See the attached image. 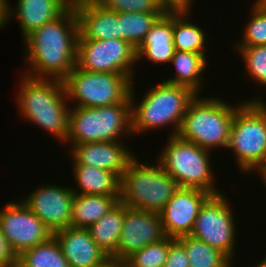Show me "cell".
Instances as JSON below:
<instances>
[{
    "instance_id": "cell-1",
    "label": "cell",
    "mask_w": 266,
    "mask_h": 267,
    "mask_svg": "<svg viewBox=\"0 0 266 267\" xmlns=\"http://www.w3.org/2000/svg\"><path fill=\"white\" fill-rule=\"evenodd\" d=\"M78 36V19L73 10L32 31L22 41L29 67L25 75L64 80L76 65Z\"/></svg>"
},
{
    "instance_id": "cell-2",
    "label": "cell",
    "mask_w": 266,
    "mask_h": 267,
    "mask_svg": "<svg viewBox=\"0 0 266 267\" xmlns=\"http://www.w3.org/2000/svg\"><path fill=\"white\" fill-rule=\"evenodd\" d=\"M22 74V83L16 95L19 115L51 133L58 143L65 145L70 104L63 80Z\"/></svg>"
},
{
    "instance_id": "cell-3",
    "label": "cell",
    "mask_w": 266,
    "mask_h": 267,
    "mask_svg": "<svg viewBox=\"0 0 266 267\" xmlns=\"http://www.w3.org/2000/svg\"><path fill=\"white\" fill-rule=\"evenodd\" d=\"M133 87L132 84L130 99L133 135L151 132L157 128L166 129V126L171 124L173 131L168 136L177 135L187 107L197 93L189 87L162 81L148 89L143 95V100L137 102Z\"/></svg>"
},
{
    "instance_id": "cell-4",
    "label": "cell",
    "mask_w": 266,
    "mask_h": 267,
    "mask_svg": "<svg viewBox=\"0 0 266 267\" xmlns=\"http://www.w3.org/2000/svg\"><path fill=\"white\" fill-rule=\"evenodd\" d=\"M199 94L189 103L177 136L212 150L227 148L237 105L218 97L201 98Z\"/></svg>"
},
{
    "instance_id": "cell-5",
    "label": "cell",
    "mask_w": 266,
    "mask_h": 267,
    "mask_svg": "<svg viewBox=\"0 0 266 267\" xmlns=\"http://www.w3.org/2000/svg\"><path fill=\"white\" fill-rule=\"evenodd\" d=\"M124 135L134 137L130 97L111 106L70 107L66 145L123 141Z\"/></svg>"
},
{
    "instance_id": "cell-6",
    "label": "cell",
    "mask_w": 266,
    "mask_h": 267,
    "mask_svg": "<svg viewBox=\"0 0 266 267\" xmlns=\"http://www.w3.org/2000/svg\"><path fill=\"white\" fill-rule=\"evenodd\" d=\"M255 97L241 99L226 148L233 152L240 172L246 174L266 162V100Z\"/></svg>"
},
{
    "instance_id": "cell-7",
    "label": "cell",
    "mask_w": 266,
    "mask_h": 267,
    "mask_svg": "<svg viewBox=\"0 0 266 267\" xmlns=\"http://www.w3.org/2000/svg\"><path fill=\"white\" fill-rule=\"evenodd\" d=\"M146 165L136 158L121 177L120 201L127 207L160 213L179 188L159 162Z\"/></svg>"
},
{
    "instance_id": "cell-8",
    "label": "cell",
    "mask_w": 266,
    "mask_h": 267,
    "mask_svg": "<svg viewBox=\"0 0 266 267\" xmlns=\"http://www.w3.org/2000/svg\"><path fill=\"white\" fill-rule=\"evenodd\" d=\"M167 139L157 161L176 181L178 187L200 189L211 195L223 193L216 188L211 168V151L177 135L168 136Z\"/></svg>"
},
{
    "instance_id": "cell-9",
    "label": "cell",
    "mask_w": 266,
    "mask_h": 267,
    "mask_svg": "<svg viewBox=\"0 0 266 267\" xmlns=\"http://www.w3.org/2000/svg\"><path fill=\"white\" fill-rule=\"evenodd\" d=\"M129 76L112 72H88L77 65L63 80L68 102L75 107H102L123 103L130 97Z\"/></svg>"
},
{
    "instance_id": "cell-10",
    "label": "cell",
    "mask_w": 266,
    "mask_h": 267,
    "mask_svg": "<svg viewBox=\"0 0 266 267\" xmlns=\"http://www.w3.org/2000/svg\"><path fill=\"white\" fill-rule=\"evenodd\" d=\"M229 203L223 193L211 195L201 206L190 236L204 241L234 261L237 224Z\"/></svg>"
},
{
    "instance_id": "cell-11",
    "label": "cell",
    "mask_w": 266,
    "mask_h": 267,
    "mask_svg": "<svg viewBox=\"0 0 266 267\" xmlns=\"http://www.w3.org/2000/svg\"><path fill=\"white\" fill-rule=\"evenodd\" d=\"M136 63V49L126 40L77 41L76 65L85 71L121 73L134 80Z\"/></svg>"
},
{
    "instance_id": "cell-12",
    "label": "cell",
    "mask_w": 266,
    "mask_h": 267,
    "mask_svg": "<svg viewBox=\"0 0 266 267\" xmlns=\"http://www.w3.org/2000/svg\"><path fill=\"white\" fill-rule=\"evenodd\" d=\"M0 227L15 256L47 241L53 234L19 199L0 209Z\"/></svg>"
},
{
    "instance_id": "cell-13",
    "label": "cell",
    "mask_w": 266,
    "mask_h": 267,
    "mask_svg": "<svg viewBox=\"0 0 266 267\" xmlns=\"http://www.w3.org/2000/svg\"><path fill=\"white\" fill-rule=\"evenodd\" d=\"M41 186V187H40ZM21 200L51 231L70 227L74 192L71 187L43 184Z\"/></svg>"
},
{
    "instance_id": "cell-14",
    "label": "cell",
    "mask_w": 266,
    "mask_h": 267,
    "mask_svg": "<svg viewBox=\"0 0 266 267\" xmlns=\"http://www.w3.org/2000/svg\"><path fill=\"white\" fill-rule=\"evenodd\" d=\"M166 237L159 213L125 206L120 240L110 258L124 262L134 252Z\"/></svg>"
},
{
    "instance_id": "cell-15",
    "label": "cell",
    "mask_w": 266,
    "mask_h": 267,
    "mask_svg": "<svg viewBox=\"0 0 266 267\" xmlns=\"http://www.w3.org/2000/svg\"><path fill=\"white\" fill-rule=\"evenodd\" d=\"M210 196L200 189L179 187L159 213L166 235H190L201 206Z\"/></svg>"
},
{
    "instance_id": "cell-16",
    "label": "cell",
    "mask_w": 266,
    "mask_h": 267,
    "mask_svg": "<svg viewBox=\"0 0 266 267\" xmlns=\"http://www.w3.org/2000/svg\"><path fill=\"white\" fill-rule=\"evenodd\" d=\"M122 141L74 144L69 156L72 164H84L115 173L120 179L135 153Z\"/></svg>"
},
{
    "instance_id": "cell-17",
    "label": "cell",
    "mask_w": 266,
    "mask_h": 267,
    "mask_svg": "<svg viewBox=\"0 0 266 267\" xmlns=\"http://www.w3.org/2000/svg\"><path fill=\"white\" fill-rule=\"evenodd\" d=\"M69 267H99L110 257L84 228L67 227L53 233Z\"/></svg>"
},
{
    "instance_id": "cell-18",
    "label": "cell",
    "mask_w": 266,
    "mask_h": 267,
    "mask_svg": "<svg viewBox=\"0 0 266 267\" xmlns=\"http://www.w3.org/2000/svg\"><path fill=\"white\" fill-rule=\"evenodd\" d=\"M173 36V11H165L152 25L136 49L137 63L142 58L152 64L170 63L175 53Z\"/></svg>"
},
{
    "instance_id": "cell-19",
    "label": "cell",
    "mask_w": 266,
    "mask_h": 267,
    "mask_svg": "<svg viewBox=\"0 0 266 267\" xmlns=\"http://www.w3.org/2000/svg\"><path fill=\"white\" fill-rule=\"evenodd\" d=\"M9 1L6 0L7 24L10 18L17 19L23 35L22 39L67 10L59 0H17L16 7Z\"/></svg>"
},
{
    "instance_id": "cell-20",
    "label": "cell",
    "mask_w": 266,
    "mask_h": 267,
    "mask_svg": "<svg viewBox=\"0 0 266 267\" xmlns=\"http://www.w3.org/2000/svg\"><path fill=\"white\" fill-rule=\"evenodd\" d=\"M75 12L79 25L78 40L122 39L116 12L101 4L82 7Z\"/></svg>"
},
{
    "instance_id": "cell-21",
    "label": "cell",
    "mask_w": 266,
    "mask_h": 267,
    "mask_svg": "<svg viewBox=\"0 0 266 267\" xmlns=\"http://www.w3.org/2000/svg\"><path fill=\"white\" fill-rule=\"evenodd\" d=\"M74 194L120 196L121 179L113 172L84 164H73ZM76 187V188H75Z\"/></svg>"
},
{
    "instance_id": "cell-22",
    "label": "cell",
    "mask_w": 266,
    "mask_h": 267,
    "mask_svg": "<svg viewBox=\"0 0 266 267\" xmlns=\"http://www.w3.org/2000/svg\"><path fill=\"white\" fill-rule=\"evenodd\" d=\"M207 61L204 54L176 50L169 63L174 65V77L165 79L164 82L189 87L199 94L204 86L202 81L206 80L201 75L208 65Z\"/></svg>"
},
{
    "instance_id": "cell-23",
    "label": "cell",
    "mask_w": 266,
    "mask_h": 267,
    "mask_svg": "<svg viewBox=\"0 0 266 267\" xmlns=\"http://www.w3.org/2000/svg\"><path fill=\"white\" fill-rule=\"evenodd\" d=\"M120 201V196L74 194L71 225L88 229Z\"/></svg>"
},
{
    "instance_id": "cell-24",
    "label": "cell",
    "mask_w": 266,
    "mask_h": 267,
    "mask_svg": "<svg viewBox=\"0 0 266 267\" xmlns=\"http://www.w3.org/2000/svg\"><path fill=\"white\" fill-rule=\"evenodd\" d=\"M125 205L119 201L88 230L96 244L110 257L117 249L123 229Z\"/></svg>"
},
{
    "instance_id": "cell-25",
    "label": "cell",
    "mask_w": 266,
    "mask_h": 267,
    "mask_svg": "<svg viewBox=\"0 0 266 267\" xmlns=\"http://www.w3.org/2000/svg\"><path fill=\"white\" fill-rule=\"evenodd\" d=\"M188 10L173 11V36L175 50L204 54L206 34L200 25L191 23ZM205 48V49H204Z\"/></svg>"
},
{
    "instance_id": "cell-26",
    "label": "cell",
    "mask_w": 266,
    "mask_h": 267,
    "mask_svg": "<svg viewBox=\"0 0 266 267\" xmlns=\"http://www.w3.org/2000/svg\"><path fill=\"white\" fill-rule=\"evenodd\" d=\"M16 267H69L54 236L17 256Z\"/></svg>"
},
{
    "instance_id": "cell-27",
    "label": "cell",
    "mask_w": 266,
    "mask_h": 267,
    "mask_svg": "<svg viewBox=\"0 0 266 267\" xmlns=\"http://www.w3.org/2000/svg\"><path fill=\"white\" fill-rule=\"evenodd\" d=\"M176 239L184 246L190 267H234L235 262L204 241L190 235Z\"/></svg>"
},
{
    "instance_id": "cell-28",
    "label": "cell",
    "mask_w": 266,
    "mask_h": 267,
    "mask_svg": "<svg viewBox=\"0 0 266 267\" xmlns=\"http://www.w3.org/2000/svg\"><path fill=\"white\" fill-rule=\"evenodd\" d=\"M117 14L122 39L137 49L152 25L163 13L121 12Z\"/></svg>"
},
{
    "instance_id": "cell-29",
    "label": "cell",
    "mask_w": 266,
    "mask_h": 267,
    "mask_svg": "<svg viewBox=\"0 0 266 267\" xmlns=\"http://www.w3.org/2000/svg\"><path fill=\"white\" fill-rule=\"evenodd\" d=\"M250 11L251 16L244 27L242 38L234 47L266 45V6L256 0Z\"/></svg>"
},
{
    "instance_id": "cell-30",
    "label": "cell",
    "mask_w": 266,
    "mask_h": 267,
    "mask_svg": "<svg viewBox=\"0 0 266 267\" xmlns=\"http://www.w3.org/2000/svg\"><path fill=\"white\" fill-rule=\"evenodd\" d=\"M170 237L149 244L134 252L124 261L127 267H163L168 258Z\"/></svg>"
},
{
    "instance_id": "cell-31",
    "label": "cell",
    "mask_w": 266,
    "mask_h": 267,
    "mask_svg": "<svg viewBox=\"0 0 266 267\" xmlns=\"http://www.w3.org/2000/svg\"><path fill=\"white\" fill-rule=\"evenodd\" d=\"M235 53L239 52L246 66L247 78L253 80V83L266 87V45L265 46H249L234 47ZM255 81V82H254Z\"/></svg>"
},
{
    "instance_id": "cell-32",
    "label": "cell",
    "mask_w": 266,
    "mask_h": 267,
    "mask_svg": "<svg viewBox=\"0 0 266 267\" xmlns=\"http://www.w3.org/2000/svg\"><path fill=\"white\" fill-rule=\"evenodd\" d=\"M100 4L116 13H164L166 11L158 0H101Z\"/></svg>"
},
{
    "instance_id": "cell-33",
    "label": "cell",
    "mask_w": 266,
    "mask_h": 267,
    "mask_svg": "<svg viewBox=\"0 0 266 267\" xmlns=\"http://www.w3.org/2000/svg\"><path fill=\"white\" fill-rule=\"evenodd\" d=\"M163 267H190L184 246L176 238L170 237L168 258Z\"/></svg>"
},
{
    "instance_id": "cell-34",
    "label": "cell",
    "mask_w": 266,
    "mask_h": 267,
    "mask_svg": "<svg viewBox=\"0 0 266 267\" xmlns=\"http://www.w3.org/2000/svg\"><path fill=\"white\" fill-rule=\"evenodd\" d=\"M16 262L17 257L8 245L0 227V267L14 265Z\"/></svg>"
},
{
    "instance_id": "cell-35",
    "label": "cell",
    "mask_w": 266,
    "mask_h": 267,
    "mask_svg": "<svg viewBox=\"0 0 266 267\" xmlns=\"http://www.w3.org/2000/svg\"><path fill=\"white\" fill-rule=\"evenodd\" d=\"M158 2L165 8L166 11H191L192 8L190 7H192L191 5L194 3V0H158Z\"/></svg>"
},
{
    "instance_id": "cell-36",
    "label": "cell",
    "mask_w": 266,
    "mask_h": 267,
    "mask_svg": "<svg viewBox=\"0 0 266 267\" xmlns=\"http://www.w3.org/2000/svg\"><path fill=\"white\" fill-rule=\"evenodd\" d=\"M101 0H61V4L67 10L76 11L82 7L92 6L94 4H100Z\"/></svg>"
},
{
    "instance_id": "cell-37",
    "label": "cell",
    "mask_w": 266,
    "mask_h": 267,
    "mask_svg": "<svg viewBox=\"0 0 266 267\" xmlns=\"http://www.w3.org/2000/svg\"><path fill=\"white\" fill-rule=\"evenodd\" d=\"M6 4V0H0V29L5 27L7 24Z\"/></svg>"
},
{
    "instance_id": "cell-38",
    "label": "cell",
    "mask_w": 266,
    "mask_h": 267,
    "mask_svg": "<svg viewBox=\"0 0 266 267\" xmlns=\"http://www.w3.org/2000/svg\"><path fill=\"white\" fill-rule=\"evenodd\" d=\"M257 174H259V176H261V181L263 180V183L265 185L266 188V162L262 163L260 166H258L255 170H254Z\"/></svg>"
},
{
    "instance_id": "cell-39",
    "label": "cell",
    "mask_w": 266,
    "mask_h": 267,
    "mask_svg": "<svg viewBox=\"0 0 266 267\" xmlns=\"http://www.w3.org/2000/svg\"><path fill=\"white\" fill-rule=\"evenodd\" d=\"M123 265H124L123 261L109 258L105 263H103L99 267H122Z\"/></svg>"
},
{
    "instance_id": "cell-40",
    "label": "cell",
    "mask_w": 266,
    "mask_h": 267,
    "mask_svg": "<svg viewBox=\"0 0 266 267\" xmlns=\"http://www.w3.org/2000/svg\"><path fill=\"white\" fill-rule=\"evenodd\" d=\"M252 267H266V255L263 257L261 261H259L256 265Z\"/></svg>"
},
{
    "instance_id": "cell-41",
    "label": "cell",
    "mask_w": 266,
    "mask_h": 267,
    "mask_svg": "<svg viewBox=\"0 0 266 267\" xmlns=\"http://www.w3.org/2000/svg\"><path fill=\"white\" fill-rule=\"evenodd\" d=\"M2 267H16V264H14V265H9V266H2Z\"/></svg>"
},
{
    "instance_id": "cell-42",
    "label": "cell",
    "mask_w": 266,
    "mask_h": 267,
    "mask_svg": "<svg viewBox=\"0 0 266 267\" xmlns=\"http://www.w3.org/2000/svg\"><path fill=\"white\" fill-rule=\"evenodd\" d=\"M266 6V0H260Z\"/></svg>"
}]
</instances>
